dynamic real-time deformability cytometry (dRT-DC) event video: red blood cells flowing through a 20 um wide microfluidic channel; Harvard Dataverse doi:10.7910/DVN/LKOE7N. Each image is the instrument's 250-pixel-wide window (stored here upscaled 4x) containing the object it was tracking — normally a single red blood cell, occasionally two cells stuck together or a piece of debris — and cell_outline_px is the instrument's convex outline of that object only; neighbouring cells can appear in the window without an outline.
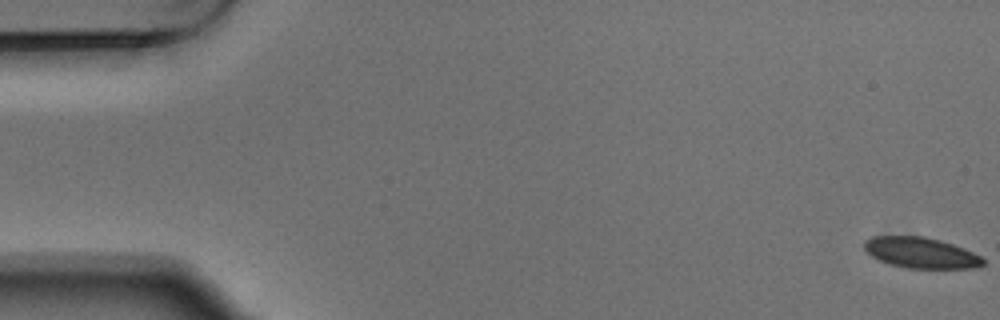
{"species": "Egyptian fruit bat (a non-hibernating species)", "species_latin": "Rousettus aegyptiacus", "temperature_condition": "warm", "stored_images_in_passage": 6, "segment_of_instrument_passage": [2, 2], "camera_frame_rate_fps": 3000, "um_per_image_px": 0.085, "animal": {"sex": "male"}, "frame": {"image": 1, "passage_image": 6, "time_ms": 1.667, "image_size_px": [1000, 320], "cell_outline_px": [[984, 264], [976, 268], [908, 268], [888, 264], [872, 256], [864, 248], [864, 240], [872, 236], [924, 236], [940, 240], [964, 248], [980, 256], [984, 260]], "centroid_in_image_um": [78.27, 21.48], "position_along_channel_um": 6.7, "area_um2": 21.27}}